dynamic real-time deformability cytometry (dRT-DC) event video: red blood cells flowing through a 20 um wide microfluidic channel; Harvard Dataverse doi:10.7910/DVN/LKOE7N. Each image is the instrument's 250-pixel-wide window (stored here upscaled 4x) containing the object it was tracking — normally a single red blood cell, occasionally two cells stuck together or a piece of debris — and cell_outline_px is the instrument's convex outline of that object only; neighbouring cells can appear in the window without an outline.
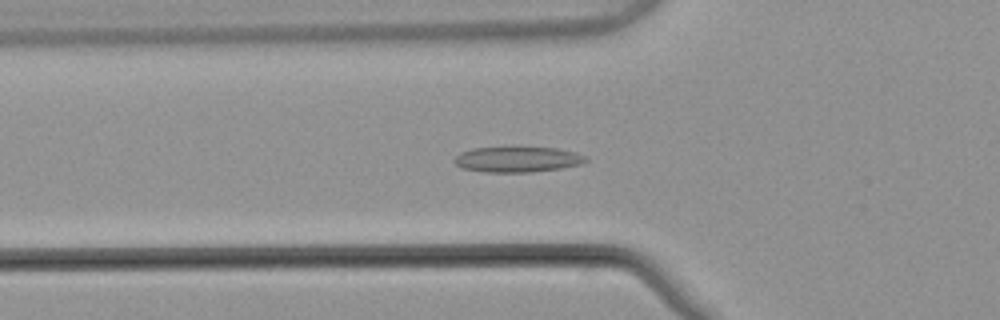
{"species": "common noctule bat (a hibernating species)", "species_latin": "Nyctalus noctula", "temperature_condition": "warm", "stored_images_in_passage": 55, "camera_frame_rate_fps": 3000, "um_per_image_px": 0.085, "animal": {"sex": "male", "body_mass_g": 21.5, "forearm_length_mm": 52.0}, "frame": {"image": 1, "passage_image": 20, "time_ms": 6.333, "image_size_px": [1000, 320], "cell_outline_px": [[588, 160], [580, 164], [560, 168], [532, 172], [484, 172], [460, 168], [452, 160], [460, 152], [472, 148], [556, 148], [576, 152], [584, 156]], "centroid_in_image_um": [43.93, 13.56], "position_along_channel_um": 81.9, "area_um2": 19.36}}
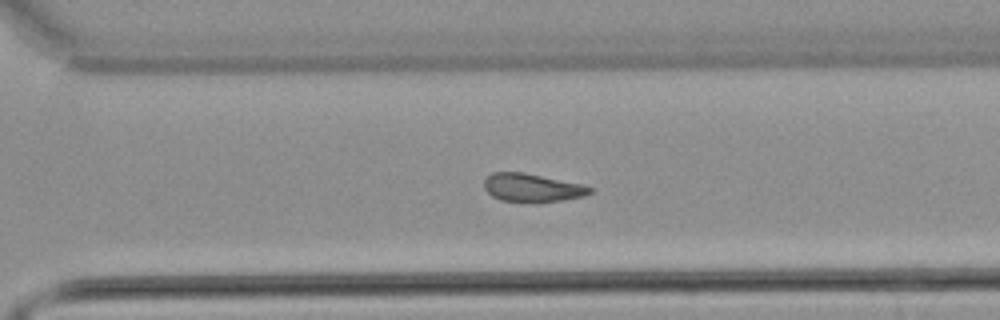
{"frame": {"image": 2, "passage_image": 39, "time_ms": 12.667, "image_size_px": [1000, 320], "cell_outline_px": [[592, 192], [584, 196], [536, 204], [500, 200], [492, 196], [484, 188], [484, 180], [492, 172], [520, 172], [584, 184], [592, 188]], "centroid_in_image_um": [45.23, 15.98], "position_along_channel_um": 325.4, "area_um2": 17.63}}
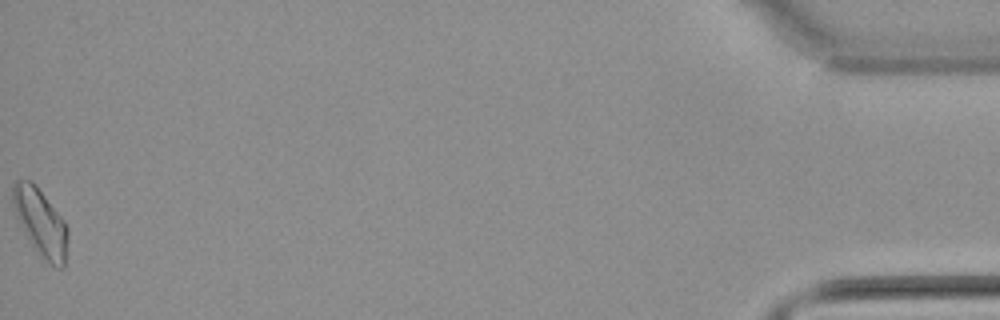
{"frame": {"image": 3, "passage_image": 55, "time_ms": 18.0, "image_size_px": [1000, 320], "cell_outline_px": [[68, 240], [64, 268], [60, 268], [52, 264], [40, 256], [16, 216], [12, 204], [12, 184], [16, 180], [32, 180], [36, 184], [64, 220], [68, 228]], "centroid_in_image_um": [3.46, 18.85], "position_along_channel_um": 431.7, "area_um2": 21.33}, "authors_computed_cell_mechanics": {"area_um2": 18.496, "velocity_mm_per_s": 3.8511, "shape_relaxation_time_tau1_ms": null, "shape_relaxation_time_tau2_ms": 6.5943, "deformation_change_tau1": null, "deformation_change_tau2": 0.1429}}